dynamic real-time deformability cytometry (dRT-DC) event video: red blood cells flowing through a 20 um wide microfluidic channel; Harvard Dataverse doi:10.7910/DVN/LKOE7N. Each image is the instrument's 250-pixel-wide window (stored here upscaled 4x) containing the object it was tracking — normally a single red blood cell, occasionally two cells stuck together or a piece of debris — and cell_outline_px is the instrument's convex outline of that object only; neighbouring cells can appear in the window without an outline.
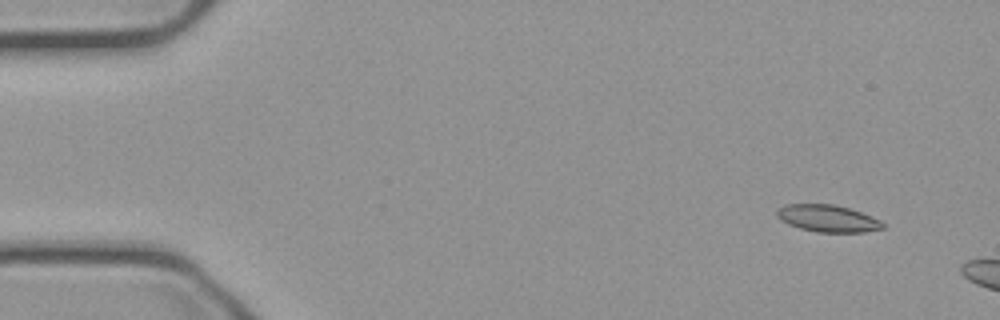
{"species": "common noctule bat (a hibernating species)", "species_latin": "Nyctalus noctula", "temperature_condition": "cold", "stored_images_in_passage": 10, "camera_frame_rate_fps": 3000, "um_per_image_px": 0.085, "animal": {"sex": "male", "body_mass_g": 23.1, "forearm_length_mm": 52.7}, "frame": {"image": 1, "passage_image": 4, "time_ms": 1.0, "image_size_px": [1000, 320], "cell_outline_px": [[884, 228], [864, 232], [816, 232], [800, 228], [788, 224], [780, 220], [776, 216], [776, 208], [784, 204], [836, 204], [872, 216], [880, 220], [884, 224]], "centroid_in_image_um": [70.32, 18.56], "position_along_channel_um": 14.7, "area_um2": 16.82}}